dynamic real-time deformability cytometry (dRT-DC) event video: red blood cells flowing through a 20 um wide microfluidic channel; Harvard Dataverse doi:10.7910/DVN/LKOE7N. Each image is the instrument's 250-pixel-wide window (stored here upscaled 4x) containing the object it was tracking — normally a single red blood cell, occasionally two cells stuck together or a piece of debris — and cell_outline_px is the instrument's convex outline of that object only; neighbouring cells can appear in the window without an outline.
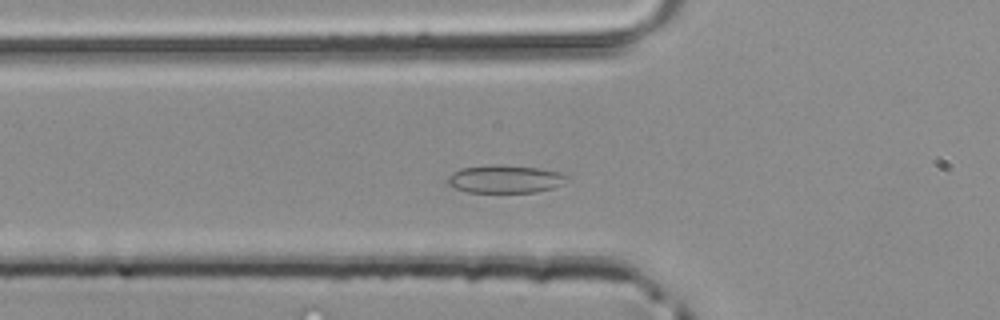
{"species": "common noctule bat (a hibernating species)", "species_latin": "Nyctalus noctula", "temperature_condition": "room temperature", "stored_images_in_passage": 34, "camera_frame_rate_fps": 3000, "um_per_image_px": 0.085, "animal": {"sex": "male", "body_mass_g": 20.4}, "frame": {"image": 1, "passage_image": 11, "time_ms": 3.333, "image_size_px": [1000, 320], "cell_outline_px": [[568, 176], [560, 184], [552, 188], [536, 192], [468, 192], [456, 188], [448, 184], [448, 176], [452, 172], [460, 168], [492, 164], [540, 168], [560, 172]], "centroid_in_image_um": [42.89, 15.21], "position_along_channel_um": 82.9, "area_um2": 19.25}}
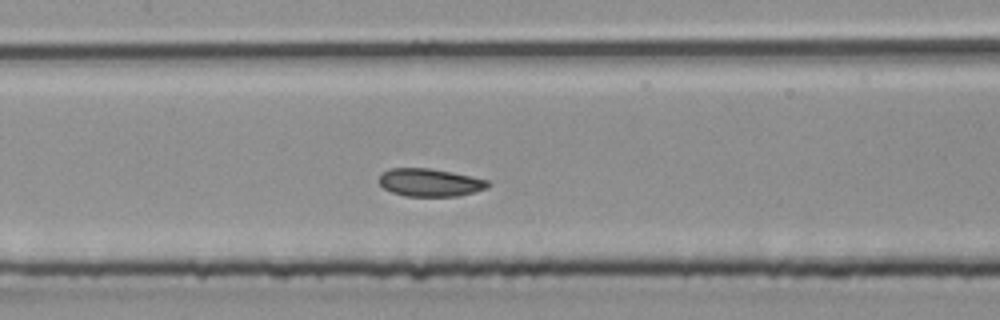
{"frame": {"image": 2, "passage_image": 17, "time_ms": 5.333, "image_size_px": [1000, 320], "cell_outline_px": [[492, 184], [488, 188], [456, 196], [404, 196], [392, 192], [384, 188], [380, 184], [380, 176], [388, 168], [428, 168], [452, 172], [472, 176], [488, 180]], "centroid_in_image_um": [36.57, 15.51], "position_along_channel_um": 170.8, "area_um2": 17.63}}
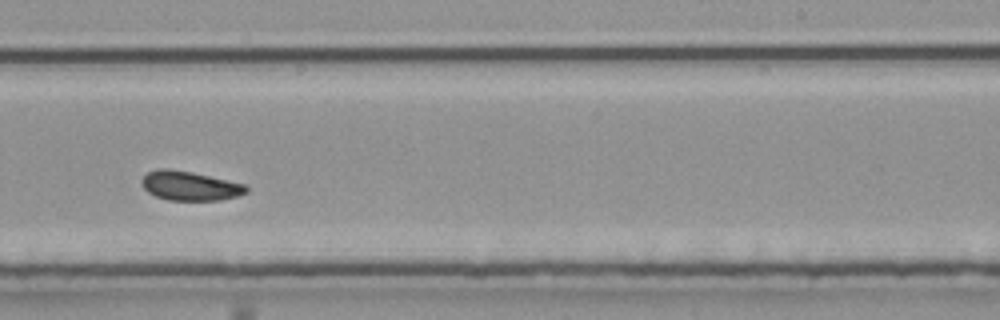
{"frame": {"image": 3, "passage_image": 24, "time_ms": 7.667, "image_size_px": [1000, 320], "cell_outline_px": [[248, 192], [236, 196], [220, 200], [168, 200], [156, 196], [148, 192], [144, 188], [140, 180], [148, 172], [160, 168], [168, 168], [192, 172], [244, 184], [248, 188]], "centroid_in_image_um": [16.12, 15.79], "position_along_channel_um": 272.9, "area_um2": 17.69}}